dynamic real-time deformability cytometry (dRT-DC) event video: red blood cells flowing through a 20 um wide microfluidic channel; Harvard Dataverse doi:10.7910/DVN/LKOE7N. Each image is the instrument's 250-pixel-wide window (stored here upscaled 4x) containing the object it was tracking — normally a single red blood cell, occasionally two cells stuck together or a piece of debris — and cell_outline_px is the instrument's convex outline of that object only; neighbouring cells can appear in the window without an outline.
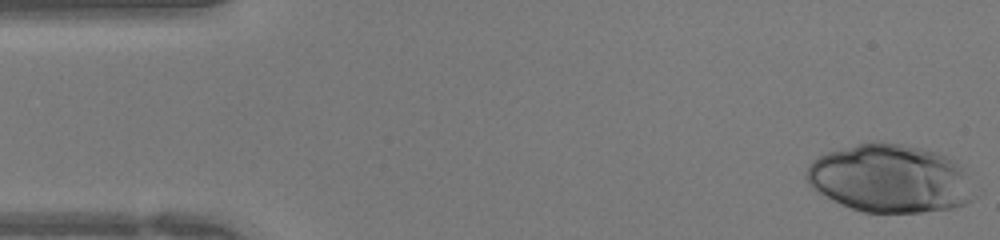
{"species": "human", "species_latin": "Homo sapiens", "temperature_condition": "warm", "stored_images_in_passage": 43, "camera_frame_rate_fps": 3000, "um_per_image_px": 0.085, "donor": {"sex": "female"}, "frame": {"image": 1, "passage_image": 1, "time_ms": 0.0, "image_size_px": [1000, 240], "cell_outline_px": [[976, 196], [972, 200], [964, 204], [952, 208], [920, 212], [864, 212], [852, 208], [812, 188], [808, 184], [804, 176], [804, 172], [808, 164], [812, 160], [828, 152], [872, 140], [880, 140], [920, 148], [936, 152], [956, 160], [964, 164]], "centroid_in_image_um": [75.69, 15.15], "position_along_channel_um": 9.3, "area_um2": 67.05}}